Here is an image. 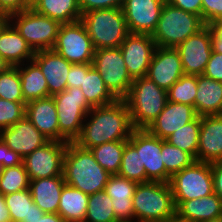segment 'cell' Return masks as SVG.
<instances>
[{"mask_svg": "<svg viewBox=\"0 0 222 222\" xmlns=\"http://www.w3.org/2000/svg\"><path fill=\"white\" fill-rule=\"evenodd\" d=\"M132 205L134 222H164L176 216L172 190L166 182L138 183Z\"/></svg>", "mask_w": 222, "mask_h": 222, "instance_id": "3957f363", "label": "cell"}, {"mask_svg": "<svg viewBox=\"0 0 222 222\" xmlns=\"http://www.w3.org/2000/svg\"><path fill=\"white\" fill-rule=\"evenodd\" d=\"M161 154L165 170L172 176L176 172L191 166L196 159L188 152L181 150L162 140Z\"/></svg>", "mask_w": 222, "mask_h": 222, "instance_id": "74e56055", "label": "cell"}, {"mask_svg": "<svg viewBox=\"0 0 222 222\" xmlns=\"http://www.w3.org/2000/svg\"><path fill=\"white\" fill-rule=\"evenodd\" d=\"M26 114V103L0 98V131L22 120Z\"/></svg>", "mask_w": 222, "mask_h": 222, "instance_id": "60d3db41", "label": "cell"}, {"mask_svg": "<svg viewBox=\"0 0 222 222\" xmlns=\"http://www.w3.org/2000/svg\"><path fill=\"white\" fill-rule=\"evenodd\" d=\"M4 198L11 222H22L31 214L33 198L29 189L5 195Z\"/></svg>", "mask_w": 222, "mask_h": 222, "instance_id": "ab89813d", "label": "cell"}, {"mask_svg": "<svg viewBox=\"0 0 222 222\" xmlns=\"http://www.w3.org/2000/svg\"><path fill=\"white\" fill-rule=\"evenodd\" d=\"M30 8L26 0H0V13L10 16Z\"/></svg>", "mask_w": 222, "mask_h": 222, "instance_id": "c3c4849f", "label": "cell"}, {"mask_svg": "<svg viewBox=\"0 0 222 222\" xmlns=\"http://www.w3.org/2000/svg\"><path fill=\"white\" fill-rule=\"evenodd\" d=\"M118 175L137 183L146 182V172L144 165L141 164L140 152H137L128 140H125V149Z\"/></svg>", "mask_w": 222, "mask_h": 222, "instance_id": "e575fe53", "label": "cell"}, {"mask_svg": "<svg viewBox=\"0 0 222 222\" xmlns=\"http://www.w3.org/2000/svg\"><path fill=\"white\" fill-rule=\"evenodd\" d=\"M68 142L49 141L23 159L29 180L63 175Z\"/></svg>", "mask_w": 222, "mask_h": 222, "instance_id": "4fadbf2b", "label": "cell"}, {"mask_svg": "<svg viewBox=\"0 0 222 222\" xmlns=\"http://www.w3.org/2000/svg\"><path fill=\"white\" fill-rule=\"evenodd\" d=\"M0 162L4 168L23 164V158L0 139Z\"/></svg>", "mask_w": 222, "mask_h": 222, "instance_id": "bcb514c9", "label": "cell"}, {"mask_svg": "<svg viewBox=\"0 0 222 222\" xmlns=\"http://www.w3.org/2000/svg\"><path fill=\"white\" fill-rule=\"evenodd\" d=\"M45 212H43L34 202L31 204V214L27 219L24 220H35L39 218V216H43Z\"/></svg>", "mask_w": 222, "mask_h": 222, "instance_id": "db71d44e", "label": "cell"}, {"mask_svg": "<svg viewBox=\"0 0 222 222\" xmlns=\"http://www.w3.org/2000/svg\"><path fill=\"white\" fill-rule=\"evenodd\" d=\"M137 184L118 174L109 177L104 191L111 197L115 217L119 222H134L132 198Z\"/></svg>", "mask_w": 222, "mask_h": 222, "instance_id": "603a6c76", "label": "cell"}, {"mask_svg": "<svg viewBox=\"0 0 222 222\" xmlns=\"http://www.w3.org/2000/svg\"><path fill=\"white\" fill-rule=\"evenodd\" d=\"M208 27L211 32L212 51L222 54V21H214Z\"/></svg>", "mask_w": 222, "mask_h": 222, "instance_id": "681fc988", "label": "cell"}, {"mask_svg": "<svg viewBox=\"0 0 222 222\" xmlns=\"http://www.w3.org/2000/svg\"><path fill=\"white\" fill-rule=\"evenodd\" d=\"M92 66L118 100L128 95L133 79L127 71L120 47L95 50Z\"/></svg>", "mask_w": 222, "mask_h": 222, "instance_id": "30bf717a", "label": "cell"}, {"mask_svg": "<svg viewBox=\"0 0 222 222\" xmlns=\"http://www.w3.org/2000/svg\"><path fill=\"white\" fill-rule=\"evenodd\" d=\"M53 98L58 113L59 142H74L93 107L87 102L80 88H66Z\"/></svg>", "mask_w": 222, "mask_h": 222, "instance_id": "52a82bcc", "label": "cell"}, {"mask_svg": "<svg viewBox=\"0 0 222 222\" xmlns=\"http://www.w3.org/2000/svg\"><path fill=\"white\" fill-rule=\"evenodd\" d=\"M175 49L181 58L184 75H203L212 53L211 32L205 25Z\"/></svg>", "mask_w": 222, "mask_h": 222, "instance_id": "5bb4252c", "label": "cell"}, {"mask_svg": "<svg viewBox=\"0 0 222 222\" xmlns=\"http://www.w3.org/2000/svg\"><path fill=\"white\" fill-rule=\"evenodd\" d=\"M124 149L125 141H113L95 146L90 151L102 168L115 175L120 170Z\"/></svg>", "mask_w": 222, "mask_h": 222, "instance_id": "1f68e13d", "label": "cell"}, {"mask_svg": "<svg viewBox=\"0 0 222 222\" xmlns=\"http://www.w3.org/2000/svg\"><path fill=\"white\" fill-rule=\"evenodd\" d=\"M165 2V0H124L122 10L129 33L152 35Z\"/></svg>", "mask_w": 222, "mask_h": 222, "instance_id": "2e32d148", "label": "cell"}, {"mask_svg": "<svg viewBox=\"0 0 222 222\" xmlns=\"http://www.w3.org/2000/svg\"><path fill=\"white\" fill-rule=\"evenodd\" d=\"M133 130L126 102L117 100L106 106L93 107L74 143L90 150L104 143L128 140Z\"/></svg>", "mask_w": 222, "mask_h": 222, "instance_id": "6da1fadb", "label": "cell"}, {"mask_svg": "<svg viewBox=\"0 0 222 222\" xmlns=\"http://www.w3.org/2000/svg\"><path fill=\"white\" fill-rule=\"evenodd\" d=\"M84 222H119L115 217L111 197L105 191L89 195Z\"/></svg>", "mask_w": 222, "mask_h": 222, "instance_id": "836d02e7", "label": "cell"}, {"mask_svg": "<svg viewBox=\"0 0 222 222\" xmlns=\"http://www.w3.org/2000/svg\"><path fill=\"white\" fill-rule=\"evenodd\" d=\"M0 222H11L9 210L4 195L0 192Z\"/></svg>", "mask_w": 222, "mask_h": 222, "instance_id": "f5cc1de1", "label": "cell"}, {"mask_svg": "<svg viewBox=\"0 0 222 222\" xmlns=\"http://www.w3.org/2000/svg\"><path fill=\"white\" fill-rule=\"evenodd\" d=\"M164 222H189V221L182 220V219L178 218L177 216H175L173 218L165 220Z\"/></svg>", "mask_w": 222, "mask_h": 222, "instance_id": "6f0895ef", "label": "cell"}, {"mask_svg": "<svg viewBox=\"0 0 222 222\" xmlns=\"http://www.w3.org/2000/svg\"><path fill=\"white\" fill-rule=\"evenodd\" d=\"M123 100L128 106L133 128L147 129L165 108L168 96L166 90L144 76L133 80Z\"/></svg>", "mask_w": 222, "mask_h": 222, "instance_id": "277c9868", "label": "cell"}, {"mask_svg": "<svg viewBox=\"0 0 222 222\" xmlns=\"http://www.w3.org/2000/svg\"><path fill=\"white\" fill-rule=\"evenodd\" d=\"M201 117L184 125L165 139L169 144L191 154L197 161V150L200 135Z\"/></svg>", "mask_w": 222, "mask_h": 222, "instance_id": "d6a6232c", "label": "cell"}, {"mask_svg": "<svg viewBox=\"0 0 222 222\" xmlns=\"http://www.w3.org/2000/svg\"><path fill=\"white\" fill-rule=\"evenodd\" d=\"M0 139L23 159L50 141L26 117L1 130Z\"/></svg>", "mask_w": 222, "mask_h": 222, "instance_id": "ac0fdd59", "label": "cell"}, {"mask_svg": "<svg viewBox=\"0 0 222 222\" xmlns=\"http://www.w3.org/2000/svg\"><path fill=\"white\" fill-rule=\"evenodd\" d=\"M197 94V75H183L167 91L168 101L193 106Z\"/></svg>", "mask_w": 222, "mask_h": 222, "instance_id": "8d00e7d4", "label": "cell"}, {"mask_svg": "<svg viewBox=\"0 0 222 222\" xmlns=\"http://www.w3.org/2000/svg\"><path fill=\"white\" fill-rule=\"evenodd\" d=\"M167 3L202 18V0H165Z\"/></svg>", "mask_w": 222, "mask_h": 222, "instance_id": "7dc6e473", "label": "cell"}, {"mask_svg": "<svg viewBox=\"0 0 222 222\" xmlns=\"http://www.w3.org/2000/svg\"><path fill=\"white\" fill-rule=\"evenodd\" d=\"M92 67V63L72 64L67 76V88H80L82 86L83 74H87Z\"/></svg>", "mask_w": 222, "mask_h": 222, "instance_id": "ee69618b", "label": "cell"}, {"mask_svg": "<svg viewBox=\"0 0 222 222\" xmlns=\"http://www.w3.org/2000/svg\"><path fill=\"white\" fill-rule=\"evenodd\" d=\"M64 181L87 195L104 191L111 176L102 168L89 149L68 142L64 157Z\"/></svg>", "mask_w": 222, "mask_h": 222, "instance_id": "7a4b0ae2", "label": "cell"}, {"mask_svg": "<svg viewBox=\"0 0 222 222\" xmlns=\"http://www.w3.org/2000/svg\"><path fill=\"white\" fill-rule=\"evenodd\" d=\"M183 75L178 51L172 47L156 46L146 76L158 87L168 91Z\"/></svg>", "mask_w": 222, "mask_h": 222, "instance_id": "e0dca14e", "label": "cell"}, {"mask_svg": "<svg viewBox=\"0 0 222 222\" xmlns=\"http://www.w3.org/2000/svg\"><path fill=\"white\" fill-rule=\"evenodd\" d=\"M128 141L140 152L141 164L146 172V182L169 183L171 175L162 161V139L152 135L147 129H134Z\"/></svg>", "mask_w": 222, "mask_h": 222, "instance_id": "7c38bea8", "label": "cell"}, {"mask_svg": "<svg viewBox=\"0 0 222 222\" xmlns=\"http://www.w3.org/2000/svg\"><path fill=\"white\" fill-rule=\"evenodd\" d=\"M29 182L24 164L4 168L0 175V192L5 196L29 189Z\"/></svg>", "mask_w": 222, "mask_h": 222, "instance_id": "d590c367", "label": "cell"}, {"mask_svg": "<svg viewBox=\"0 0 222 222\" xmlns=\"http://www.w3.org/2000/svg\"><path fill=\"white\" fill-rule=\"evenodd\" d=\"M18 72L25 103L49 96L47 81L34 60L18 66Z\"/></svg>", "mask_w": 222, "mask_h": 222, "instance_id": "83f0119b", "label": "cell"}, {"mask_svg": "<svg viewBox=\"0 0 222 222\" xmlns=\"http://www.w3.org/2000/svg\"><path fill=\"white\" fill-rule=\"evenodd\" d=\"M155 48L150 34L129 33L121 43L120 50L133 80L147 75Z\"/></svg>", "mask_w": 222, "mask_h": 222, "instance_id": "9a60e30c", "label": "cell"}, {"mask_svg": "<svg viewBox=\"0 0 222 222\" xmlns=\"http://www.w3.org/2000/svg\"><path fill=\"white\" fill-rule=\"evenodd\" d=\"M197 161H222V114L201 116Z\"/></svg>", "mask_w": 222, "mask_h": 222, "instance_id": "ffe728a7", "label": "cell"}, {"mask_svg": "<svg viewBox=\"0 0 222 222\" xmlns=\"http://www.w3.org/2000/svg\"><path fill=\"white\" fill-rule=\"evenodd\" d=\"M22 222H66L58 213H45L35 220H23Z\"/></svg>", "mask_w": 222, "mask_h": 222, "instance_id": "816d5d0a", "label": "cell"}, {"mask_svg": "<svg viewBox=\"0 0 222 222\" xmlns=\"http://www.w3.org/2000/svg\"><path fill=\"white\" fill-rule=\"evenodd\" d=\"M196 117L193 106L167 101L165 108L147 130L152 135L165 140Z\"/></svg>", "mask_w": 222, "mask_h": 222, "instance_id": "44dd1931", "label": "cell"}, {"mask_svg": "<svg viewBox=\"0 0 222 222\" xmlns=\"http://www.w3.org/2000/svg\"><path fill=\"white\" fill-rule=\"evenodd\" d=\"M53 50L72 64L92 63L95 52L81 20L61 24Z\"/></svg>", "mask_w": 222, "mask_h": 222, "instance_id": "8fae6325", "label": "cell"}, {"mask_svg": "<svg viewBox=\"0 0 222 222\" xmlns=\"http://www.w3.org/2000/svg\"><path fill=\"white\" fill-rule=\"evenodd\" d=\"M0 98L8 101L25 103L18 66L8 67L0 73Z\"/></svg>", "mask_w": 222, "mask_h": 222, "instance_id": "f35d334b", "label": "cell"}, {"mask_svg": "<svg viewBox=\"0 0 222 222\" xmlns=\"http://www.w3.org/2000/svg\"><path fill=\"white\" fill-rule=\"evenodd\" d=\"M38 0H26L29 7H32Z\"/></svg>", "mask_w": 222, "mask_h": 222, "instance_id": "680465c9", "label": "cell"}, {"mask_svg": "<svg viewBox=\"0 0 222 222\" xmlns=\"http://www.w3.org/2000/svg\"><path fill=\"white\" fill-rule=\"evenodd\" d=\"M3 169H4V167H3L2 163L0 162V175H1L2 172H3Z\"/></svg>", "mask_w": 222, "mask_h": 222, "instance_id": "94428289", "label": "cell"}, {"mask_svg": "<svg viewBox=\"0 0 222 222\" xmlns=\"http://www.w3.org/2000/svg\"><path fill=\"white\" fill-rule=\"evenodd\" d=\"M9 22L34 52L53 49L61 26L59 21L37 13L31 7L10 15Z\"/></svg>", "mask_w": 222, "mask_h": 222, "instance_id": "ba28073f", "label": "cell"}, {"mask_svg": "<svg viewBox=\"0 0 222 222\" xmlns=\"http://www.w3.org/2000/svg\"><path fill=\"white\" fill-rule=\"evenodd\" d=\"M205 26L202 18L165 2L151 35L156 46L175 48Z\"/></svg>", "mask_w": 222, "mask_h": 222, "instance_id": "8992f818", "label": "cell"}, {"mask_svg": "<svg viewBox=\"0 0 222 222\" xmlns=\"http://www.w3.org/2000/svg\"><path fill=\"white\" fill-rule=\"evenodd\" d=\"M65 184L63 175L30 180L29 190L33 202L45 213H58L60 195Z\"/></svg>", "mask_w": 222, "mask_h": 222, "instance_id": "484cf974", "label": "cell"}, {"mask_svg": "<svg viewBox=\"0 0 222 222\" xmlns=\"http://www.w3.org/2000/svg\"><path fill=\"white\" fill-rule=\"evenodd\" d=\"M9 22V16L0 13V31Z\"/></svg>", "mask_w": 222, "mask_h": 222, "instance_id": "11a10c76", "label": "cell"}, {"mask_svg": "<svg viewBox=\"0 0 222 222\" xmlns=\"http://www.w3.org/2000/svg\"><path fill=\"white\" fill-rule=\"evenodd\" d=\"M204 222H222V218L218 217V218L207 220V221H204Z\"/></svg>", "mask_w": 222, "mask_h": 222, "instance_id": "91938a15", "label": "cell"}, {"mask_svg": "<svg viewBox=\"0 0 222 222\" xmlns=\"http://www.w3.org/2000/svg\"><path fill=\"white\" fill-rule=\"evenodd\" d=\"M205 77L222 82V54L212 51L206 69L203 73Z\"/></svg>", "mask_w": 222, "mask_h": 222, "instance_id": "f6af8a7d", "label": "cell"}, {"mask_svg": "<svg viewBox=\"0 0 222 222\" xmlns=\"http://www.w3.org/2000/svg\"><path fill=\"white\" fill-rule=\"evenodd\" d=\"M195 112L200 117L222 114V82L197 75Z\"/></svg>", "mask_w": 222, "mask_h": 222, "instance_id": "4316f807", "label": "cell"}, {"mask_svg": "<svg viewBox=\"0 0 222 222\" xmlns=\"http://www.w3.org/2000/svg\"><path fill=\"white\" fill-rule=\"evenodd\" d=\"M25 117L48 140L59 141L58 113L53 96L26 103Z\"/></svg>", "mask_w": 222, "mask_h": 222, "instance_id": "7402d4cb", "label": "cell"}, {"mask_svg": "<svg viewBox=\"0 0 222 222\" xmlns=\"http://www.w3.org/2000/svg\"><path fill=\"white\" fill-rule=\"evenodd\" d=\"M214 193L222 199V161L211 163Z\"/></svg>", "mask_w": 222, "mask_h": 222, "instance_id": "f907efd6", "label": "cell"}, {"mask_svg": "<svg viewBox=\"0 0 222 222\" xmlns=\"http://www.w3.org/2000/svg\"><path fill=\"white\" fill-rule=\"evenodd\" d=\"M31 8L61 24L79 21L82 16L78 0H38Z\"/></svg>", "mask_w": 222, "mask_h": 222, "instance_id": "f546056e", "label": "cell"}, {"mask_svg": "<svg viewBox=\"0 0 222 222\" xmlns=\"http://www.w3.org/2000/svg\"><path fill=\"white\" fill-rule=\"evenodd\" d=\"M9 65L4 61V59L0 56V73L4 72Z\"/></svg>", "mask_w": 222, "mask_h": 222, "instance_id": "9f6ffc18", "label": "cell"}, {"mask_svg": "<svg viewBox=\"0 0 222 222\" xmlns=\"http://www.w3.org/2000/svg\"><path fill=\"white\" fill-rule=\"evenodd\" d=\"M33 60L39 65L47 81L49 96H54L66 90L67 76L72 63L53 49L35 52Z\"/></svg>", "mask_w": 222, "mask_h": 222, "instance_id": "d6986e66", "label": "cell"}, {"mask_svg": "<svg viewBox=\"0 0 222 222\" xmlns=\"http://www.w3.org/2000/svg\"><path fill=\"white\" fill-rule=\"evenodd\" d=\"M35 52L18 30L8 22L0 31V56L10 67L33 60Z\"/></svg>", "mask_w": 222, "mask_h": 222, "instance_id": "cb8c5ba5", "label": "cell"}, {"mask_svg": "<svg viewBox=\"0 0 222 222\" xmlns=\"http://www.w3.org/2000/svg\"><path fill=\"white\" fill-rule=\"evenodd\" d=\"M174 201H189L214 193L211 163L195 161L169 180Z\"/></svg>", "mask_w": 222, "mask_h": 222, "instance_id": "9c48e42d", "label": "cell"}, {"mask_svg": "<svg viewBox=\"0 0 222 222\" xmlns=\"http://www.w3.org/2000/svg\"><path fill=\"white\" fill-rule=\"evenodd\" d=\"M95 50L120 47L129 34L122 8L98 9L81 16Z\"/></svg>", "mask_w": 222, "mask_h": 222, "instance_id": "5b68a950", "label": "cell"}, {"mask_svg": "<svg viewBox=\"0 0 222 222\" xmlns=\"http://www.w3.org/2000/svg\"><path fill=\"white\" fill-rule=\"evenodd\" d=\"M176 216L189 222H204L221 217L222 199L215 193L189 201H174Z\"/></svg>", "mask_w": 222, "mask_h": 222, "instance_id": "d4e9b609", "label": "cell"}, {"mask_svg": "<svg viewBox=\"0 0 222 222\" xmlns=\"http://www.w3.org/2000/svg\"><path fill=\"white\" fill-rule=\"evenodd\" d=\"M87 102L92 107L106 106L118 99L108 90L101 75L92 67L87 74H83L80 87Z\"/></svg>", "mask_w": 222, "mask_h": 222, "instance_id": "4dcf8cb0", "label": "cell"}, {"mask_svg": "<svg viewBox=\"0 0 222 222\" xmlns=\"http://www.w3.org/2000/svg\"><path fill=\"white\" fill-rule=\"evenodd\" d=\"M124 0H78L81 14L98 9L122 8Z\"/></svg>", "mask_w": 222, "mask_h": 222, "instance_id": "7bdbcfd3", "label": "cell"}, {"mask_svg": "<svg viewBox=\"0 0 222 222\" xmlns=\"http://www.w3.org/2000/svg\"><path fill=\"white\" fill-rule=\"evenodd\" d=\"M89 195L65 184L61 191L58 214L66 222H84Z\"/></svg>", "mask_w": 222, "mask_h": 222, "instance_id": "f1b7e54d", "label": "cell"}, {"mask_svg": "<svg viewBox=\"0 0 222 222\" xmlns=\"http://www.w3.org/2000/svg\"><path fill=\"white\" fill-rule=\"evenodd\" d=\"M202 20L205 25L222 21V0H202Z\"/></svg>", "mask_w": 222, "mask_h": 222, "instance_id": "b9f144b4", "label": "cell"}]
</instances>
